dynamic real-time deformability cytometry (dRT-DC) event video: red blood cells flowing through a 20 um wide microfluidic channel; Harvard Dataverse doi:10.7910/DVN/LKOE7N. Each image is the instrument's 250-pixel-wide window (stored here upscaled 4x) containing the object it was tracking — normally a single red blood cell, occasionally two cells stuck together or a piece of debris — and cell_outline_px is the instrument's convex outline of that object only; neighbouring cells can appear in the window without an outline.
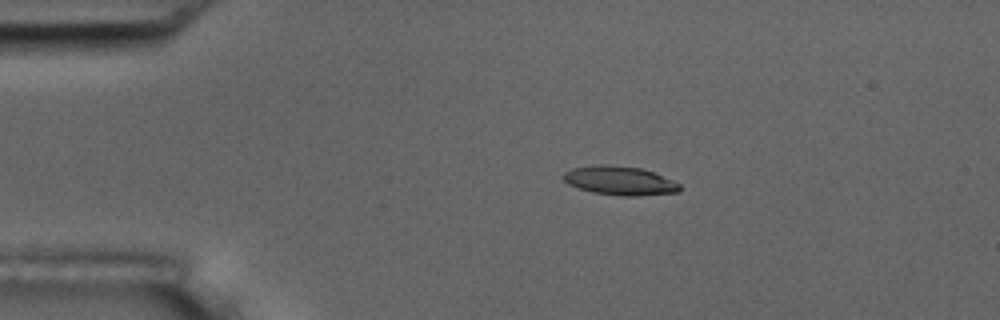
{"species": "common noctule bat (a hibernating species)", "species_latin": "Nyctalus noctula", "temperature_condition": "room temperature", "stored_images_in_passage": 5, "camera_frame_rate_fps": 3000, "um_per_image_px": 0.085, "animal": {"sex": "male", "body_mass_g": 17.5, "forearm_length_mm": 52.3}, "frame": {"image": 1, "passage_image": 3, "time_ms": 2.667, "image_size_px": [1000, 320], "cell_outline_px": [[680, 192], [640, 196], [620, 196], [592, 192], [568, 184], [560, 176], [564, 172], [572, 168], [600, 164], [608, 164], [640, 168], [652, 172], [672, 180], [680, 184]], "centroid_in_image_um": [52.66, 15.36], "position_along_channel_um": 32.3, "area_um2": 19.65}}
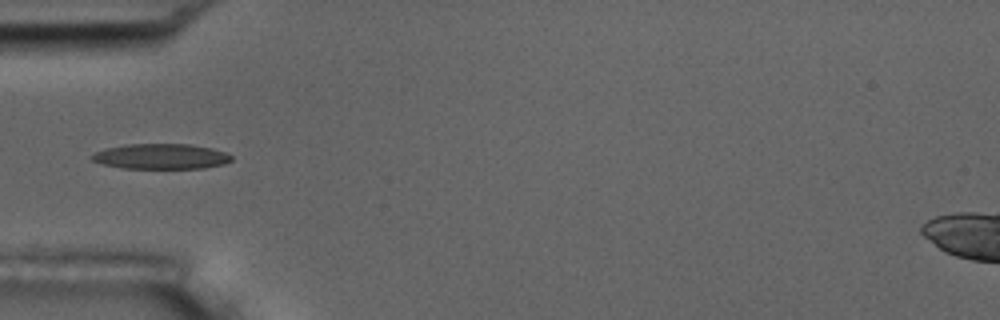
{"frame": {"image": 2, "passage_image": 5, "time_ms": 5.0, "image_size_px": [1000, 320], "cell_outline_px": [[232, 160], [224, 164], [204, 168], [120, 168], [104, 164], [92, 160], [92, 156], [96, 152], [104, 148], [124, 144], [188, 144], [212, 148], [224, 152], [232, 156]], "centroid_in_image_um": [13.69, 13.29], "position_along_channel_um": 71.3, "area_um2": 20.52}}